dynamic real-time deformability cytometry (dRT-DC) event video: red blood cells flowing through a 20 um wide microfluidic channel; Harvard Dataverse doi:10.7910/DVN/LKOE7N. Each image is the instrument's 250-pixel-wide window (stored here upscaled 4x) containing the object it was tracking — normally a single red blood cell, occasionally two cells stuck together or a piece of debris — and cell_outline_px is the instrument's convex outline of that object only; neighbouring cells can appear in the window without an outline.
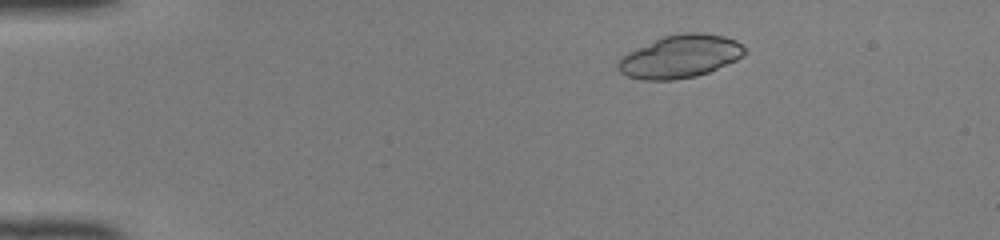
{"species": "common noctule bat (a hibernating species)", "species_latin": "Nyctalus noctula", "temperature_condition": "room temperature", "stored_images_in_passage": 49, "camera_frame_rate_fps": 3000, "um_per_image_px": 0.085, "animal": {"sex": "female", "body_mass_g": 22.0, "forearm_length_mm": 56.7}, "frame": {"image": 1, "passage_image": 8, "time_ms": 2.333, "image_size_px": [1000, 240], "cell_outline_px": [[748, 52], [736, 60], [708, 72], [696, 76], [676, 80], [644, 80], [628, 76], [620, 72], [616, 68], [616, 64], [628, 52], [664, 36], [680, 32], [700, 32], [724, 36], [736, 40], [748, 48]], "centroid_in_image_um": [57.85, 4.8], "position_along_channel_um": 27.1, "area_um2": 31.67}}